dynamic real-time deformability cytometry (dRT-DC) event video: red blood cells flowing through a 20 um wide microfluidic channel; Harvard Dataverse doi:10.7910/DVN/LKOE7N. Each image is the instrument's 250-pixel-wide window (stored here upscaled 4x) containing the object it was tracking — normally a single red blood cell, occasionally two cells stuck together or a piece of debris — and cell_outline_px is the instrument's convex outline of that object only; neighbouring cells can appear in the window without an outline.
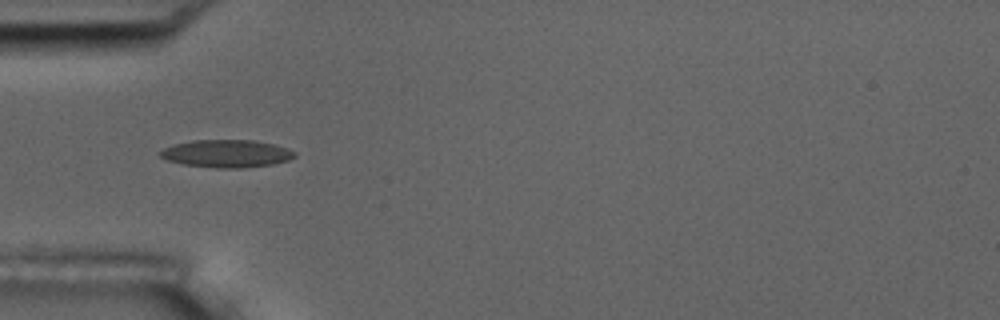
{"species": "common noctule bat (a hibernating species)", "species_latin": "Nyctalus noctula", "temperature_condition": "room temperature", "stored_images_in_passage": 4, "camera_frame_rate_fps": 3000, "um_per_image_px": 0.085, "animal": {"sex": "male", "body_mass_g": 17.5, "forearm_length_mm": 52.3}, "frame": {"image": 1, "passage_image": 1, "time_ms": 0.0, "image_size_px": [1000, 320], "cell_outline_px": [[296, 156], [288, 160], [272, 164], [244, 168], [216, 168], [184, 164], [168, 160], [160, 156], [160, 152], [164, 148], [172, 144], [192, 140], [252, 140], [276, 144], [288, 148], [296, 152]], "centroid_in_image_um": [19.29, 13.05], "position_along_channel_um": 65.7, "area_um2": 21.73}}
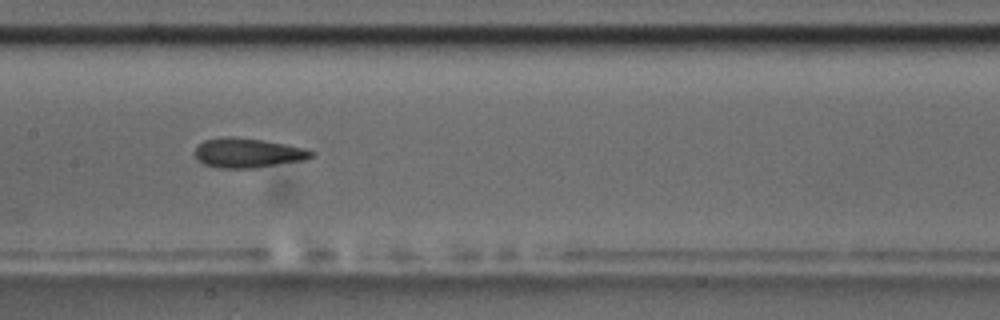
{"frame": {"image": 2, "passage_image": 4, "time_ms": 3.333, "image_size_px": [1000, 320], "cell_outline_px": [[316, 152], [312, 156], [304, 160], [256, 168], [216, 168], [204, 164], [196, 160], [196, 148], [204, 140], [224, 136], [232, 136], [264, 140], [304, 148]], "centroid_in_image_um": [21.05, 13.0], "position_along_channel_um": 186.3, "area_um2": 20.11}}